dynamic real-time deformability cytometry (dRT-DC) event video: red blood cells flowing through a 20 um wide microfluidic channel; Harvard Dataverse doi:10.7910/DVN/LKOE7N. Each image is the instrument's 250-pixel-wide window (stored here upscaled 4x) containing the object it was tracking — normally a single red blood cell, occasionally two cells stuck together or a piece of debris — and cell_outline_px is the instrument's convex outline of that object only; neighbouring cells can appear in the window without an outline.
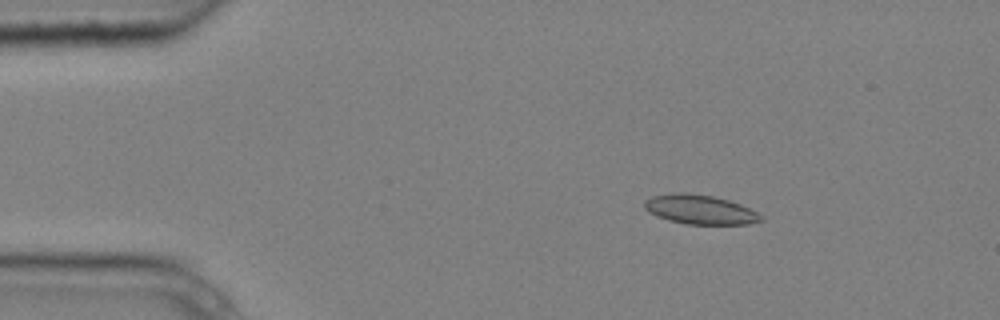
{"species": "common noctule bat (a hibernating species)", "species_latin": "Nyctalus noctula", "temperature_condition": "cold", "stored_images_in_passage": 4, "camera_frame_rate_fps": 3000, "um_per_image_px": 0.085, "animal": {"sex": "male", "body_mass_g": 20.4}, "frame": {"image": 1, "passage_image": 3, "time_ms": 0.667, "image_size_px": [1000, 320], "cell_outline_px": [[764, 220], [748, 224], [688, 224], [668, 220], [656, 216], [648, 212], [644, 208], [644, 200], [652, 196], [676, 192], [684, 192], [712, 196], [728, 200], [740, 204], [756, 212]], "centroid_in_image_um": [59.45, 17.81], "position_along_channel_um": 25.6, "area_um2": 19.83}}